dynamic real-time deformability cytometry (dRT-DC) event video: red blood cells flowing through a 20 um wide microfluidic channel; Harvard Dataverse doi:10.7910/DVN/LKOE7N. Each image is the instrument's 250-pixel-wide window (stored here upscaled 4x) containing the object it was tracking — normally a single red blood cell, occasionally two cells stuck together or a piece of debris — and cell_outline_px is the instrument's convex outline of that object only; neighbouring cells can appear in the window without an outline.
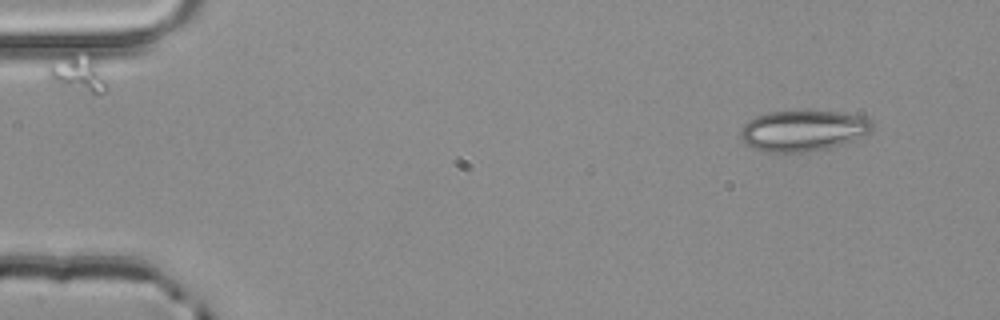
{"species": "common noctule bat (a hibernating species)", "species_latin": "Nyctalus noctula", "temperature_condition": "room temperature", "stored_images_in_passage": 3, "camera_frame_rate_fps": 3000, "um_per_image_px": 0.085, "animal": {"sex": "male", "body_mass_g": 20.4}, "frame": {"image": 1, "passage_image": 1, "time_ms": 0.0, "image_size_px": [1000, 320], "cell_outline_px": [[872, 132], [852, 140], [828, 148], [804, 152], [772, 152], [756, 148], [748, 144], [740, 136], [740, 132], [744, 124], [748, 120], [756, 116], [768, 112], [840, 112], [868, 116], [872, 120]], "centroid_in_image_um": [68.31, 11.09], "position_along_channel_um": 16.7, "area_um2": 30.98}}